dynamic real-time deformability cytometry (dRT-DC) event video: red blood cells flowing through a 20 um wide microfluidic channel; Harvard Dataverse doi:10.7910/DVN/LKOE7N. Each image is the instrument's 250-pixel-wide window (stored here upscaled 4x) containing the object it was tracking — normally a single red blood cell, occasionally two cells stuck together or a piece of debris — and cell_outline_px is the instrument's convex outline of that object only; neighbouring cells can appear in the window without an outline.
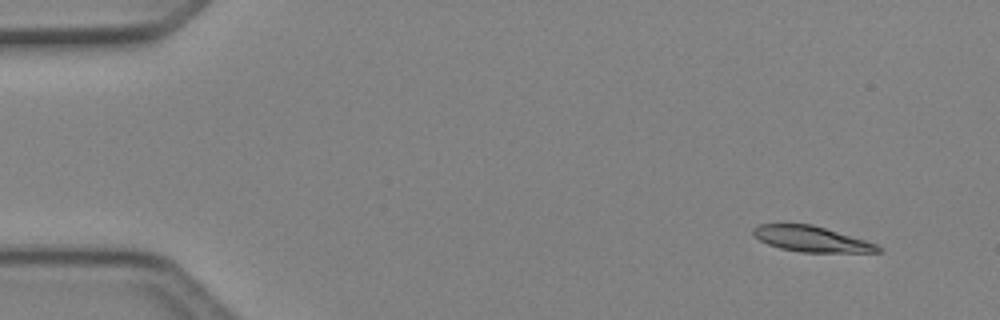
{"species": "Egyptian fruit bat (a non-hibernating species)", "species_latin": "Rousettus aegyptiacus", "temperature_condition": "cold", "stored_images_in_passage": 4, "camera_frame_rate_fps": 3000, "um_per_image_px": 0.085, "animal": {"sex": "female"}, "frame": {"image": 1, "passage_image": 1, "time_ms": 0.0, "image_size_px": [1000, 320], "cell_outline_px": [[884, 248], [880, 252], [800, 252], [780, 248], [768, 244], [752, 236], [752, 228], [760, 224], [812, 224], [864, 240], [876, 244]], "centroid_in_image_um": [68.94, 20.31], "position_along_channel_um": 16.1, "area_um2": 18.5}}
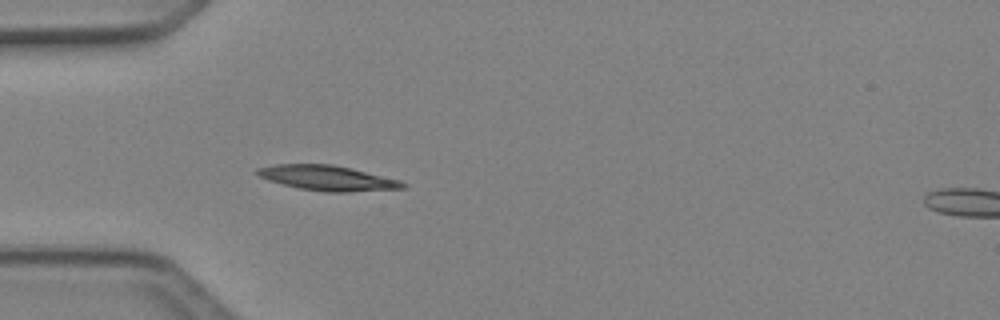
{"frame": {"image": 2, "passage_image": 4, "time_ms": 1.0, "image_size_px": [1000, 320], "cell_outline_px": [[408, 188], [348, 192], [324, 192], [300, 188], [268, 180], [252, 172], [256, 168], [276, 164], [332, 164], [352, 168], [400, 180], [408, 184]], "centroid_in_image_um": [27.86, 15.13], "position_along_channel_um": 57.1, "area_um2": 21.39}}